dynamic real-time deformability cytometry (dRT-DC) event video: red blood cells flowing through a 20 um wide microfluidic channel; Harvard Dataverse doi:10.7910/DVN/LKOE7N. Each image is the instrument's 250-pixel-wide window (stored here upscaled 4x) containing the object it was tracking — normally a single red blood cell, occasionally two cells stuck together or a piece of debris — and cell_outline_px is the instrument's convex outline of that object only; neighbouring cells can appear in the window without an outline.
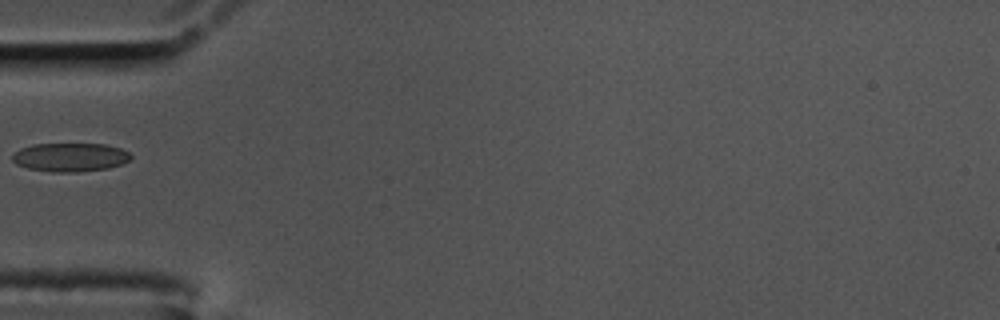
{"species": "common noctule bat (a hibernating species)", "species_latin": "Nyctalus noctula", "temperature_condition": "cold", "stored_images_in_passage": 12, "camera_frame_rate_fps": 3000, "um_per_image_px": 0.085, "animal": {"sex": "male", "body_mass_g": 17.5, "forearm_length_mm": 52.3}, "frame": {"image": 1, "passage_image": 1, "time_ms": 0.0, "image_size_px": [1000, 320], "cell_outline_px": [[132, 160], [108, 168], [76, 172], [52, 172], [28, 168], [16, 164], [12, 160], [12, 156], [20, 148], [32, 144], [104, 144], [120, 148], [128, 152], [132, 156]], "centroid_in_image_um": [5.97, 13.36], "position_along_channel_um": 79.0, "area_um2": 19.77}}
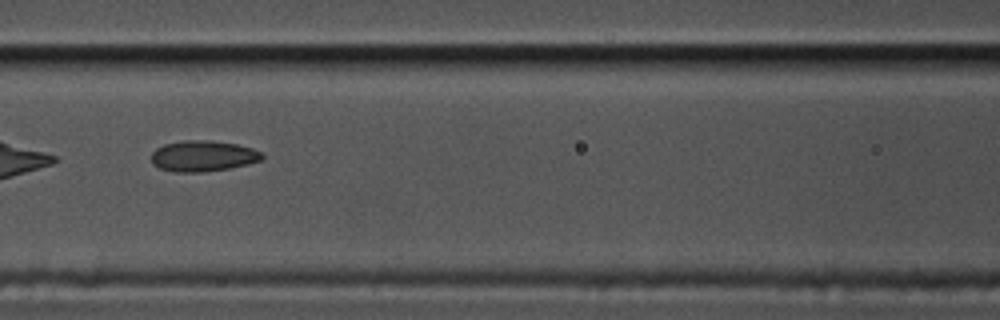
{"frame": {"image": 2, "passage_image": 7, "time_ms": 2.0, "image_size_px": [1000, 320], "cell_outline_px": [[264, 156], [260, 160], [248, 164], [228, 168], [200, 172], [176, 172], [160, 168], [152, 164], [152, 152], [156, 148], [164, 144], [184, 140], [212, 140], [236, 144], [252, 148], [260, 152]], "centroid_in_image_um": [17.23, 13.25], "position_along_channel_um": 149.4, "area_um2": 19.83}}
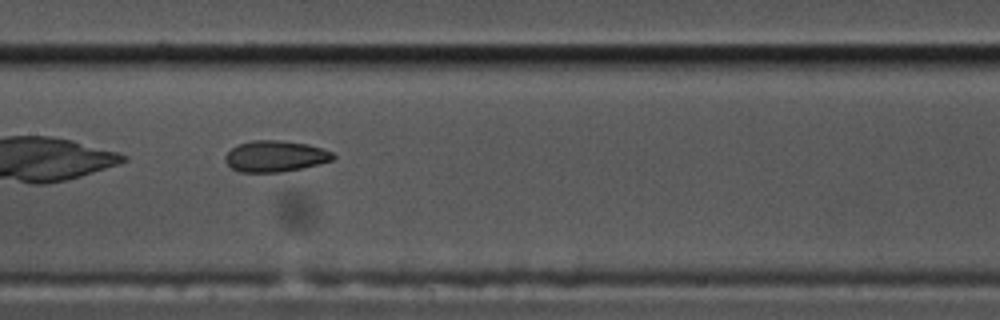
{"frame": {"image": 3, "passage_image": 10, "time_ms": 3.0, "image_size_px": [1000, 320], "cell_outline_px": [[336, 156], [332, 160], [304, 168], [280, 172], [240, 172], [232, 168], [224, 160], [224, 156], [232, 148], [240, 144], [252, 140], [280, 140], [308, 144], [332, 152]], "centroid_in_image_um": [23.4, 13.28], "position_along_channel_um": 184.0, "area_um2": 19.54}}